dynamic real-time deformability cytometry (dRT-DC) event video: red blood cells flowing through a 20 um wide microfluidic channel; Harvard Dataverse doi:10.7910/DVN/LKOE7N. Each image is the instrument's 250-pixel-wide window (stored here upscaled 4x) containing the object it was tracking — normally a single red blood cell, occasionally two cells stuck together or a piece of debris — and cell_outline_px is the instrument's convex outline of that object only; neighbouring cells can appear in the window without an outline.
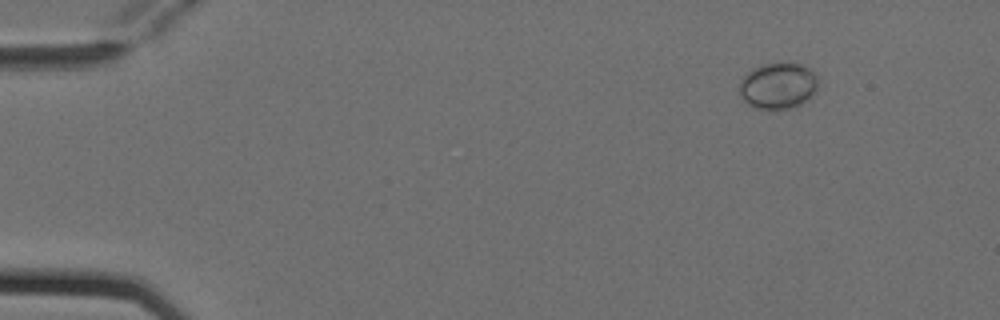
{"species": "Egyptian fruit bat (a non-hibernating species)", "species_latin": "Rousettus aegyptiacus", "temperature_condition": "cold", "stored_images_in_passage": 5, "camera_frame_rate_fps": 3000, "um_per_image_px": 0.085, "animal": {"sex": "female"}, "frame": {"image": 1, "passage_image": 2, "time_ms": 0.333, "image_size_px": [1000, 320], "cell_outline_px": [[816, 92], [808, 100], [792, 108], [752, 108], [740, 96], [740, 80], [752, 68], [764, 64], [800, 64], [812, 68], [816, 72]], "centroid_in_image_um": [66.14, 7.29], "position_along_channel_um": 18.9, "area_um2": 21.1}}
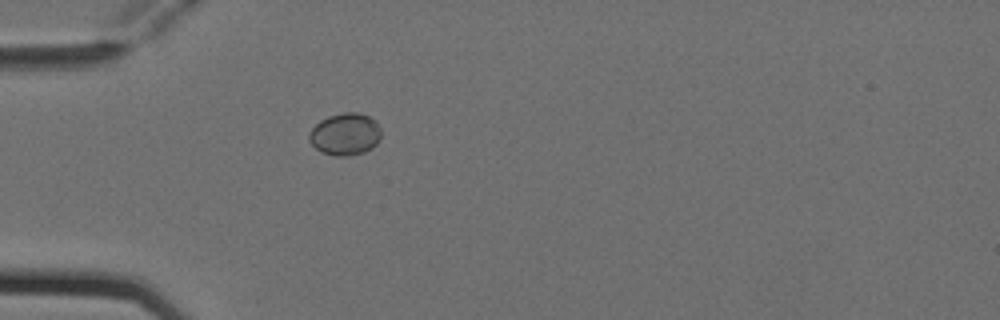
{"frame": {"image": 2, "passage_image": 5, "time_ms": 1.333, "image_size_px": [1000, 320], "cell_outline_px": [[380, 140], [372, 148], [364, 152], [348, 156], [336, 156], [320, 152], [308, 140], [308, 132], [320, 120], [328, 116], [344, 112], [356, 112], [368, 116], [376, 120], [380, 128]], "centroid_in_image_um": [29.33, 11.41], "position_along_channel_um": 55.7, "area_um2": 17.86}}